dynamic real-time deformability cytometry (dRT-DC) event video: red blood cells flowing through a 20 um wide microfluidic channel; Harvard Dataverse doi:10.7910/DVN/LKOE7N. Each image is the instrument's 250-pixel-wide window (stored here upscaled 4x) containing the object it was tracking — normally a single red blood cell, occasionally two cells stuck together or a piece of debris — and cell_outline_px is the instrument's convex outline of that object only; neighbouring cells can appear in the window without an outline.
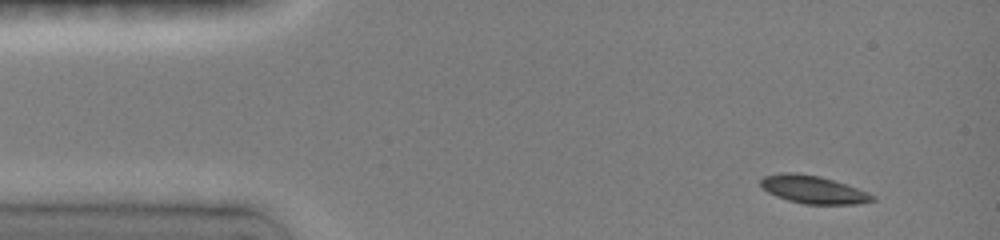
{"species": "common noctule bat (a hibernating species)", "species_latin": "Nyctalus noctula", "temperature_condition": "room temperature", "stored_images_in_passage": 4, "camera_frame_rate_fps": 3000, "um_per_image_px": 0.085, "animal": {"sex": "female", "body_mass_g": 19.0, "forearm_length_mm": 51.5}, "frame": {"image": 1, "passage_image": 1, "time_ms": 0.0, "image_size_px": [1000, 240], "cell_outline_px": [[876, 200], [856, 204], [804, 204], [788, 200], [776, 196], [768, 192], [760, 184], [760, 180], [764, 176], [780, 172], [796, 172], [820, 176], [868, 192], [876, 196]], "centroid_in_image_um": [69.11, 16.11], "position_along_channel_um": 15.9, "area_um2": 18.09}}
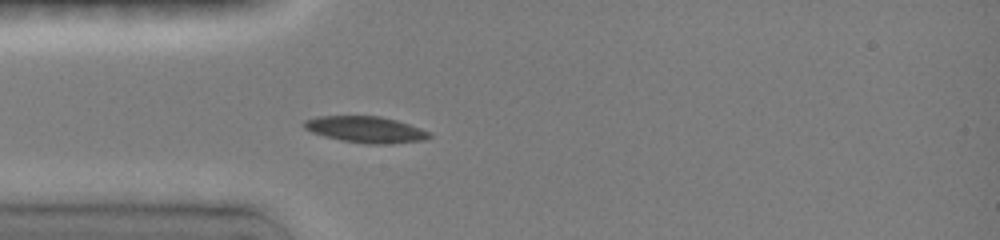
{"frame": {"image": 2, "passage_image": 4, "time_ms": 3.0, "image_size_px": [1000, 240], "cell_outline_px": [[432, 136], [428, 140], [392, 144], [368, 144], [340, 140], [324, 136], [312, 132], [304, 128], [300, 124], [304, 120], [316, 116], [380, 116], [396, 120], [432, 132]], "centroid_in_image_um": [31.1, 11.01], "position_along_channel_um": 53.9, "area_um2": 19.54}}